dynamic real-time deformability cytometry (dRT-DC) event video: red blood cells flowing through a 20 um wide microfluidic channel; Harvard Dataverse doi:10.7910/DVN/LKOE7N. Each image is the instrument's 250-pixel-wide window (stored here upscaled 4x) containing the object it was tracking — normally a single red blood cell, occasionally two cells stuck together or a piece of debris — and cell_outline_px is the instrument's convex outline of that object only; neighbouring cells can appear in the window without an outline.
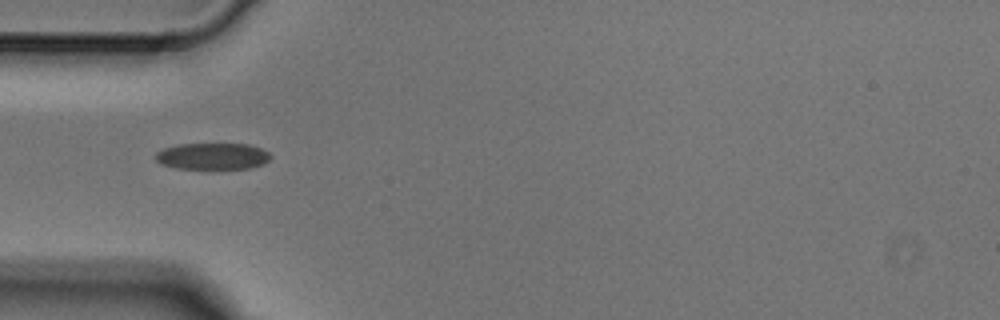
{"species": "Egyptian fruit bat (a non-hibernating species)", "species_latin": "Rousettus aegyptiacus", "temperature_condition": "cold", "stored_images_in_passage": 5, "camera_frame_rate_fps": 3000, "um_per_image_px": 0.085, "animal": {"sex": "male"}, "frame": {"image": 1, "passage_image": 4, "time_ms": 1.0, "image_size_px": [1000, 320], "cell_outline_px": [[272, 156], [264, 164], [248, 168], [176, 168], [160, 164], [156, 160], [156, 152], [164, 148], [176, 144], [248, 144], [260, 148], [268, 152]], "centroid_in_image_um": [18.05, 13.27], "position_along_channel_um": 66.9, "area_um2": 17.69}}
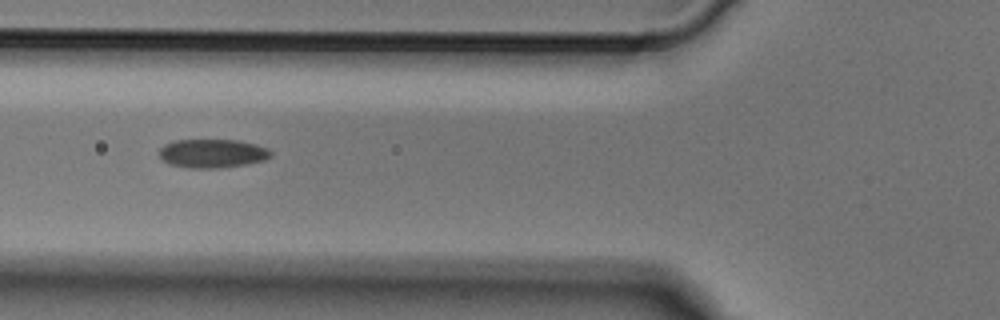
{"frame": {"image": 2, "passage_image": 5, "time_ms": 1.333, "image_size_px": [1000, 320], "cell_outline_px": [[272, 156], [264, 160], [248, 164], [220, 168], [188, 168], [168, 164], [160, 160], [160, 148], [164, 144], [176, 140], [240, 140], [256, 144], [268, 148], [272, 152]], "centroid_in_image_um": [18.06, 13.05], "position_along_channel_um": 107.7, "area_um2": 18.96}}